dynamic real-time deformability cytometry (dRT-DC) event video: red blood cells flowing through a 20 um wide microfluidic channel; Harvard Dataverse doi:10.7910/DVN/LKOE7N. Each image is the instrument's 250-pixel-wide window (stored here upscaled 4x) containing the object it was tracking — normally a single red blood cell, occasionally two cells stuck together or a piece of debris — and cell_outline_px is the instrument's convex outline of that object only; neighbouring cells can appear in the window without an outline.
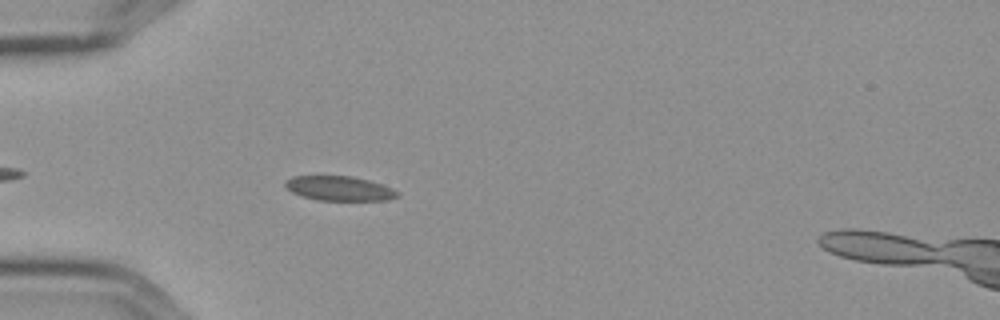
{"species": "Egyptian fruit bat (a non-hibernating species)", "species_latin": "Rousettus aegyptiacus", "temperature_condition": "cold", "stored_images_in_passage": 5, "camera_frame_rate_fps": 3000, "um_per_image_px": 0.085, "frame": {"image": 1, "passage_image": 5, "time_ms": 1.333, "image_size_px": [1000, 320], "cell_outline_px": [[400, 196], [388, 200], [316, 200], [292, 192], [284, 184], [292, 176], [352, 176], [368, 180], [392, 188], [400, 192]], "centroid_in_image_um": [28.89, 16.02], "position_along_channel_um": 56.1, "area_um2": 15.9}}